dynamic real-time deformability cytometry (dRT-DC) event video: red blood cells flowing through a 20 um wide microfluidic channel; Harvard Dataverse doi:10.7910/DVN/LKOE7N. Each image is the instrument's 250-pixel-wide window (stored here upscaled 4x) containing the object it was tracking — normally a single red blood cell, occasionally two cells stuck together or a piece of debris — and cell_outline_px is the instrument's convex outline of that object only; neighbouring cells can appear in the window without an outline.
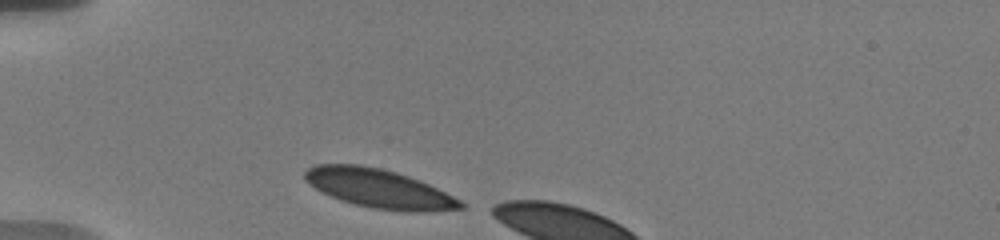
{"species": "human", "species_latin": "Homo sapiens", "temperature_condition": "warm", "stored_images_in_passage": 3, "camera_frame_rate_fps": 3000, "um_per_image_px": 0.085, "donor": {"sex": "male"}, "frame": {"image": 1, "passage_image": 1, "time_ms": 0.0, "image_size_px": [1000, 240], "cell_outline_px": [[464, 208], [424, 212], [408, 212], [372, 208], [340, 200], [316, 188], [304, 176], [304, 172], [308, 168], [316, 164], [356, 164], [380, 168], [396, 172], [408, 176], [428, 184], [460, 200], [464, 204]], "centroid_in_image_um": [32.23, 16.03], "position_along_channel_um": 52.8, "area_um2": 34.74}}